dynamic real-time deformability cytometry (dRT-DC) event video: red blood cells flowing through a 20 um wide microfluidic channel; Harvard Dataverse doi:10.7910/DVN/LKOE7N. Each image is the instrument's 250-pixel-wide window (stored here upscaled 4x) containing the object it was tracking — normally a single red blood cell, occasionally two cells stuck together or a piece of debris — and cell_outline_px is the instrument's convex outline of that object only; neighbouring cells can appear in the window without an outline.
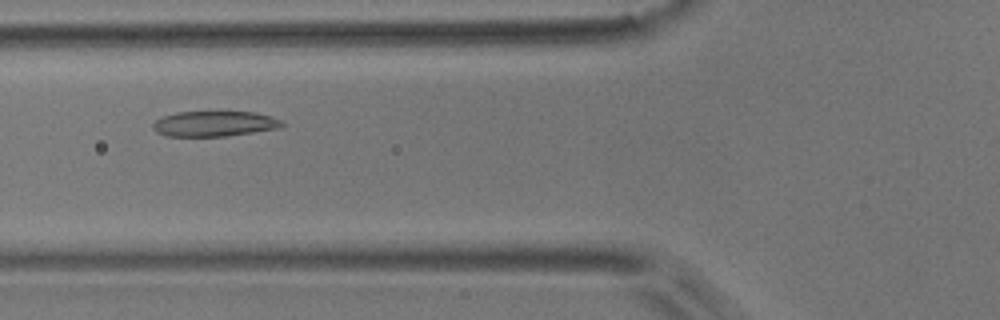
{"species": "common noctule bat (a hibernating species)", "species_latin": "Nyctalus noctula", "temperature_condition": "room temperature", "stored_images_in_passage": 32, "camera_frame_rate_fps": 3000, "um_per_image_px": 0.085, "animal": {"sex": "male", "body_mass_g": 17.9}, "frame": {"image": 1, "passage_image": 9, "time_ms": 2.667, "image_size_px": [1000, 320], "cell_outline_px": [[284, 124], [280, 128], [228, 136], [164, 136], [156, 132], [152, 128], [152, 124], [156, 120], [164, 116], [176, 112], [256, 112], [272, 116], [280, 120]], "centroid_in_image_um": [18.22, 10.52], "position_along_channel_um": 107.6, "area_um2": 19.13}}
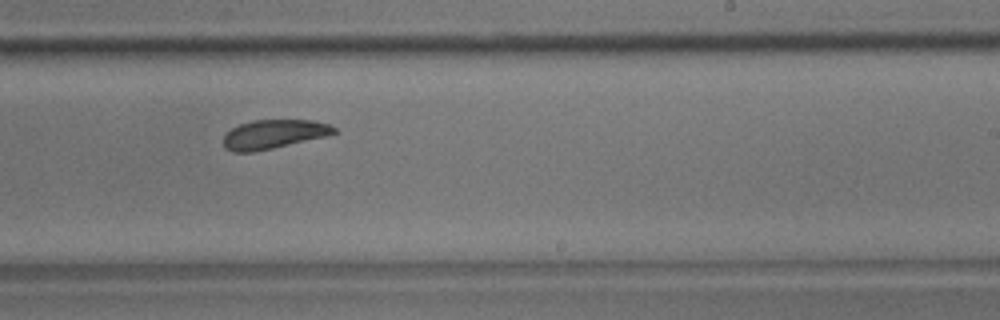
{"frame": {"image": 2, "passage_image": 22, "time_ms": 7.0, "image_size_px": [1000, 320], "cell_outline_px": [[336, 132], [328, 136], [272, 148], [252, 152], [232, 152], [224, 148], [224, 136], [232, 128], [240, 124], [252, 120], [312, 120], [328, 124], [336, 128]], "centroid_in_image_um": [23.26, 11.41], "position_along_channel_um": 265.7, "area_um2": 18.61}}
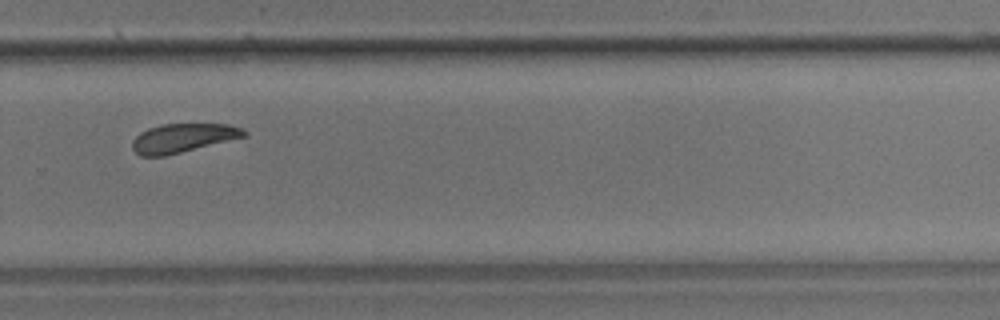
{"frame": {"image": 3, "passage_image": 26, "time_ms": 8.333, "image_size_px": [1000, 320], "cell_outline_px": [[248, 136], [164, 156], [140, 156], [132, 148], [132, 140], [140, 132], [148, 128], [160, 124], [228, 124], [240, 128], [248, 132]], "centroid_in_image_um": [15.54, 11.72], "position_along_channel_um": 314.3, "area_um2": 18.79}, "authors_computed_cell_mechanics": {"area_um2": 19.652, "velocity_mm_per_s": 3.654, "shape_relaxation_time_tau1_ms": 3.7354, "shape_relaxation_time_tau2_ms": 2.4808, "deformation_change_tau1": 0.1026, "deformation_change_tau2": 0.0771}}